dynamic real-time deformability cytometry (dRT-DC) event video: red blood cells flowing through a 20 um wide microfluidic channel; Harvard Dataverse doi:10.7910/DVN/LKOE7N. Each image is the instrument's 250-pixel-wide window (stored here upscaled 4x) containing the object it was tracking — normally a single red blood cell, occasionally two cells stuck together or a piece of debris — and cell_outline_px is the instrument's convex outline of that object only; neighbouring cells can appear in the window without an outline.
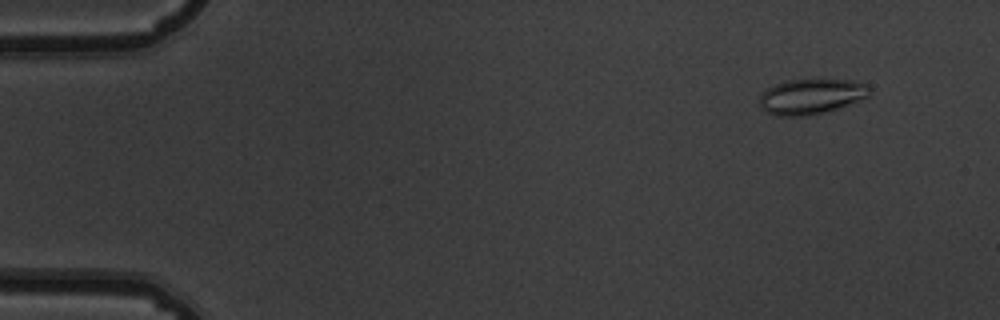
{"species": "common noctule bat (a hibernating species)", "species_latin": "Nyctalus noctula", "temperature_condition": "warm", "stored_images_in_passage": 27, "camera_frame_rate_fps": 3000, "um_per_image_px": 0.085, "animal": {"sex": "male", "body_mass_g": 19.5, "forearm_length_mm": 54.6}, "frame": {"image": 1, "passage_image": 5, "time_ms": 1.333, "image_size_px": [1000, 320], "cell_outline_px": [[872, 92], [868, 96], [848, 104], [824, 112], [804, 116], [776, 116], [760, 108], [760, 96], [768, 88], [784, 80], [852, 80], [868, 84], [872, 88]], "centroid_in_image_um": [68.96, 8.19], "position_along_channel_um": 16.0, "area_um2": 22.48}}
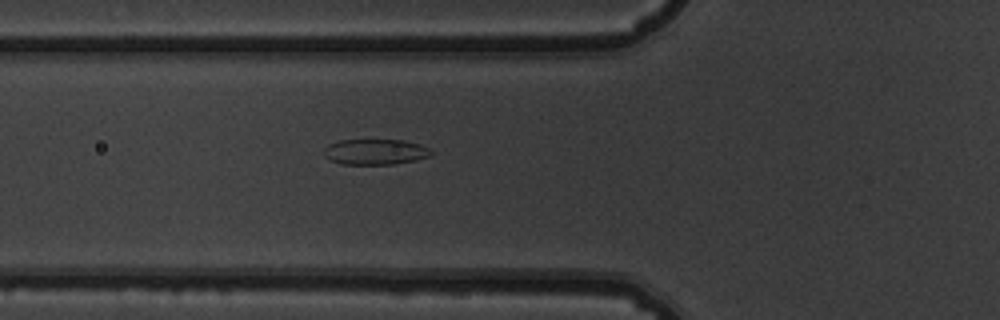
{"frame": {"image": 2, "passage_image": 20, "time_ms": 6.333, "image_size_px": [1000, 320], "cell_outline_px": [[432, 156], [416, 160], [392, 164], [340, 164], [328, 160], [324, 156], [324, 148], [328, 144], [340, 140], [404, 140], [420, 144], [428, 148], [432, 152]], "centroid_in_image_um": [31.87, 12.91], "position_along_channel_um": 93.9, "area_um2": 16.13}}
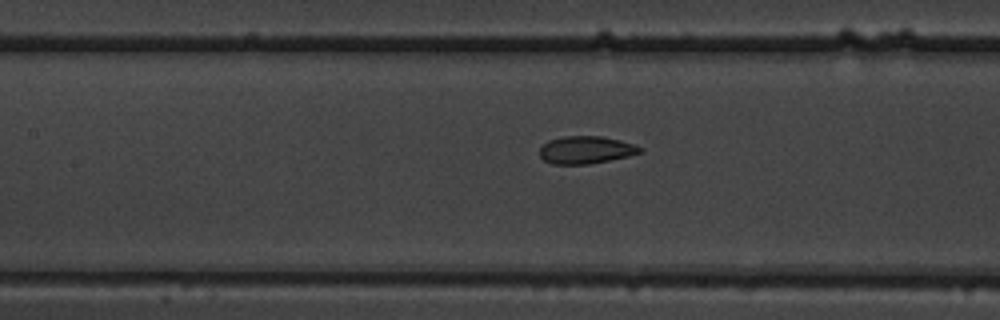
{"frame": {"image": 3, "passage_image": 25, "time_ms": 8.0, "image_size_px": [1000, 320], "cell_outline_px": [[644, 148], [640, 152], [628, 156], [588, 164], [552, 164], [544, 160], [540, 156], [540, 148], [548, 140], [564, 136], [604, 136], [620, 140]], "centroid_in_image_um": [49.78, 12.73], "position_along_channel_um": 157.6, "area_um2": 16.01}}